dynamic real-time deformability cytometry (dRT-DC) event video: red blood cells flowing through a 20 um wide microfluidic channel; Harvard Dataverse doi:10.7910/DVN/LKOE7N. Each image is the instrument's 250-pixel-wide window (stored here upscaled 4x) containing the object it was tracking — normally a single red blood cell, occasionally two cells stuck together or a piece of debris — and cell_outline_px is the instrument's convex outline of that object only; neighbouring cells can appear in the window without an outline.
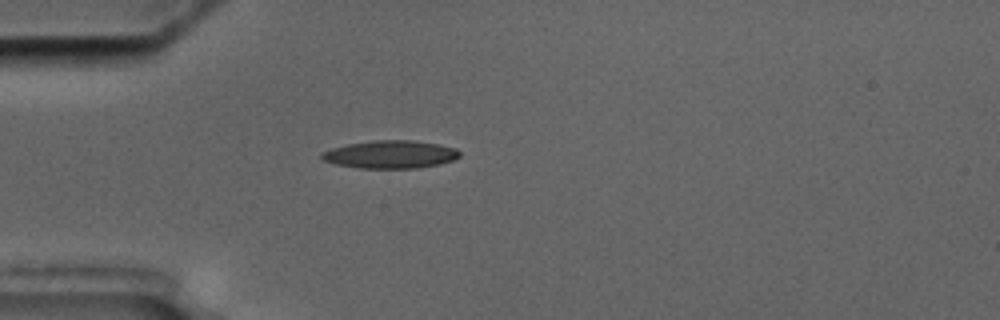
{"species": "common noctule bat (a hibernating species)", "species_latin": "Nyctalus noctula", "temperature_condition": "cold", "stored_images_in_passage": 2, "camera_frame_rate_fps": 3000, "um_per_image_px": 0.085, "animal": {"sex": "male", "body_mass_g": 17.5, "forearm_length_mm": 52.3}, "frame": {"image": 1, "passage_image": 1, "time_ms": 0.0, "image_size_px": [1000, 320], "cell_outline_px": [[460, 156], [452, 160], [440, 164], [416, 168], [360, 168], [336, 164], [320, 160], [320, 152], [332, 148], [348, 144], [372, 140], [412, 140], [440, 144], [456, 148], [460, 152]], "centroid_in_image_um": [33.16, 13.12], "position_along_channel_um": 51.8, "area_um2": 22.54}}